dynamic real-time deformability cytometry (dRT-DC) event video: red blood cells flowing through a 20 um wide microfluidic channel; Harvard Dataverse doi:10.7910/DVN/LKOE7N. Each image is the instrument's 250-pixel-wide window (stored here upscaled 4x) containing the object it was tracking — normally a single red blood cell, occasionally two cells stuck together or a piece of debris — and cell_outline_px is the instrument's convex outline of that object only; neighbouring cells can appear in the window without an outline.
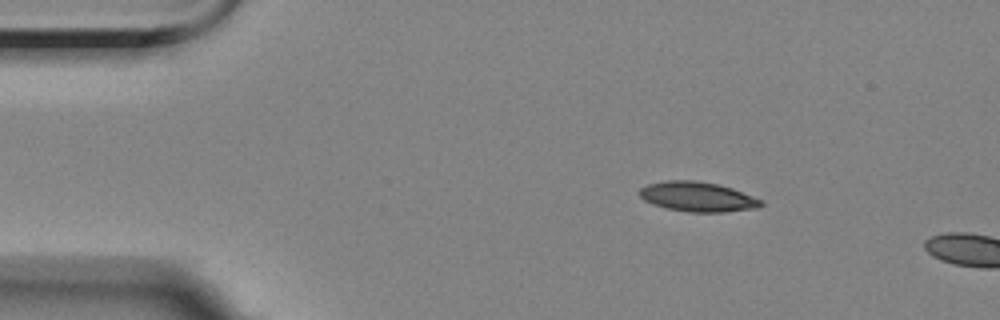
{"species": "Egyptian fruit bat (a non-hibernating species)", "species_latin": "Rousettus aegyptiacus", "temperature_condition": "room temperature", "stored_images_in_passage": 3, "camera_frame_rate_fps": 3000, "um_per_image_px": 0.085, "animal": {"sex": "female"}, "frame": {"image": 1, "passage_image": 2, "time_ms": 1.0, "image_size_px": [1000, 320], "cell_outline_px": [[764, 204], [760, 208], [724, 212], [688, 212], [668, 208], [652, 204], [644, 200], [640, 196], [640, 188], [648, 184], [668, 180], [692, 180], [716, 184], [732, 188], [764, 200]], "centroid_in_image_um": [59.34, 16.73], "position_along_channel_um": 25.7, "area_um2": 21.1}}